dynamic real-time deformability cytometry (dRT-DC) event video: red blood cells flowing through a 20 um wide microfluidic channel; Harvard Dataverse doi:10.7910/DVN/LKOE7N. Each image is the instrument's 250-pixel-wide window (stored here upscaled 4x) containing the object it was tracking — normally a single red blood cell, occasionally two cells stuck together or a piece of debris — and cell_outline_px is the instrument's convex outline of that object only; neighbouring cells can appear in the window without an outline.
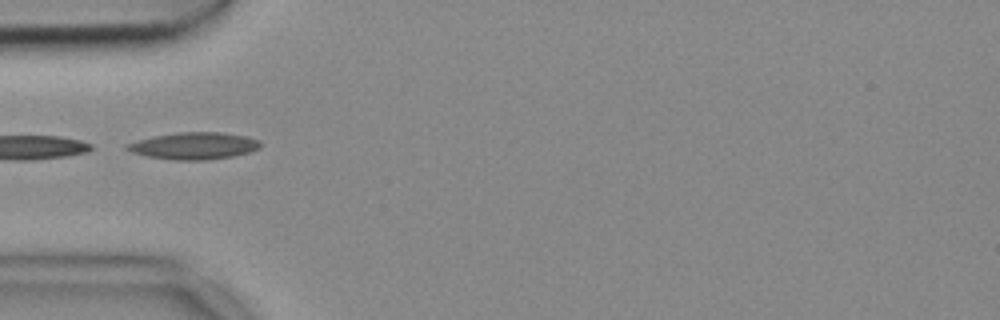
{"species": "common noctule bat (a hibernating species)", "species_latin": "Nyctalus noctula", "temperature_condition": "cold", "stored_images_in_passage": 8, "camera_frame_rate_fps": 3000, "um_per_image_px": 0.085, "animal": {"sex": "female", "body_mass_g": 18.4}, "frame": {"image": 1, "passage_image": 1, "time_ms": 0.0, "image_size_px": [1000, 320], "cell_outline_px": [[260, 148], [252, 152], [232, 156], [208, 160], [172, 160], [148, 156], [132, 152], [124, 148], [124, 144], [152, 136], [176, 132], [220, 132], [248, 136], [260, 140]], "centroid_in_image_um": [16.5, 12.39], "position_along_channel_um": 68.5, "area_um2": 21.21}}